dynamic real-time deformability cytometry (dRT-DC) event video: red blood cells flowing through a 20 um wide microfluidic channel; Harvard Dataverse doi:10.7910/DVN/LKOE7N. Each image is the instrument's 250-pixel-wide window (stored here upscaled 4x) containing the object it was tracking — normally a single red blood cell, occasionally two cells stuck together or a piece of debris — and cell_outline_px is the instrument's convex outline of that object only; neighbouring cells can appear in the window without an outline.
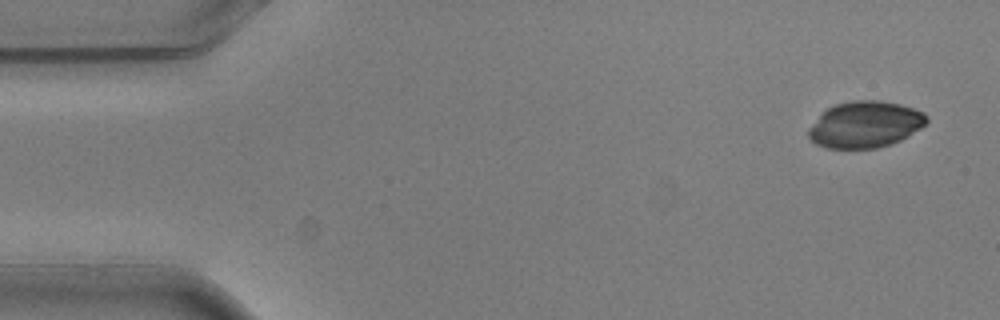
{"species": "common noctule bat (a hibernating species)", "species_latin": "Nyctalus noctula", "temperature_condition": "warm", "stored_images_in_passage": 3, "camera_frame_rate_fps": 3000, "um_per_image_px": 0.085, "animal": {"sex": "male", "body_mass_g": 20.5, "forearm_length_mm": 52.5}, "frame": {"image": 1, "passage_image": 1, "time_ms": 0.0, "image_size_px": [1000, 320], "cell_outline_px": [[928, 120], [920, 128], [908, 136], [900, 140], [876, 148], [824, 148], [816, 144], [808, 136], [808, 128], [828, 108], [836, 104], [852, 100], [880, 100], [900, 104], [924, 112], [928, 116]], "centroid_in_image_um": [73.54, 10.58], "position_along_channel_um": 11.5, "area_um2": 31.73}}